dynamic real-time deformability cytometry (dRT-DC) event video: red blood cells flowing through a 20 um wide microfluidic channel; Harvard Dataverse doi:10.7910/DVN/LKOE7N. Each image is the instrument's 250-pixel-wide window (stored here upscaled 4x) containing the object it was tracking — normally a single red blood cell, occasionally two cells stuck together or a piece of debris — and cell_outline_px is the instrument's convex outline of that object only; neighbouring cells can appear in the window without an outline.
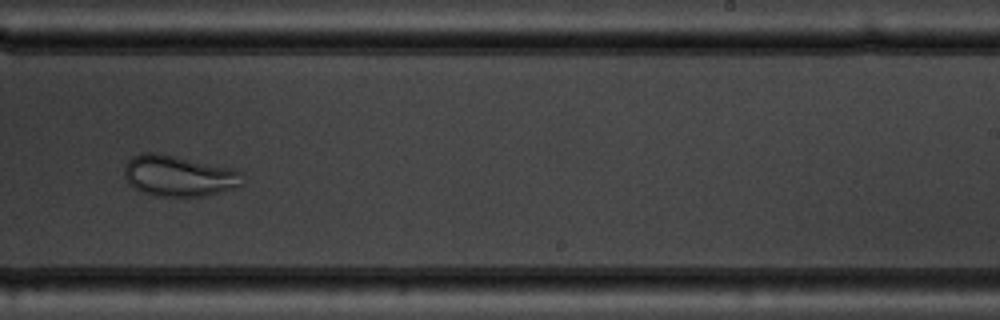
{"species": "common noctule bat (a hibernating species)", "species_latin": "Nyctalus noctula", "temperature_condition": "warm", "stored_images_in_passage": 11, "camera_frame_rate_fps": 3000, "um_per_image_px": 0.085, "animal": {"sex": "male", "body_mass_g": 19.5, "forearm_length_mm": 54.6}, "frame": {"image": 1, "passage_image": 10, "time_ms": 11.0, "image_size_px": [1000, 320], "cell_outline_px": [[244, 184], [220, 192], [204, 196], [152, 196], [132, 188], [124, 176], [124, 168], [128, 160], [132, 156], [140, 152], [160, 152], [232, 168], [244, 172]], "centroid_in_image_um": [15.19, 14.93], "position_along_channel_um": 273.8, "area_um2": 28.78}}